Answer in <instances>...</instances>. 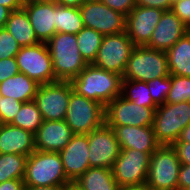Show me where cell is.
Listing matches in <instances>:
<instances>
[{
  "mask_svg": "<svg viewBox=\"0 0 190 190\" xmlns=\"http://www.w3.org/2000/svg\"><path fill=\"white\" fill-rule=\"evenodd\" d=\"M27 156L0 154V183L12 179H24Z\"/></svg>",
  "mask_w": 190,
  "mask_h": 190,
  "instance_id": "obj_28",
  "label": "cell"
},
{
  "mask_svg": "<svg viewBox=\"0 0 190 190\" xmlns=\"http://www.w3.org/2000/svg\"><path fill=\"white\" fill-rule=\"evenodd\" d=\"M171 11L190 28V0H177L172 4Z\"/></svg>",
  "mask_w": 190,
  "mask_h": 190,
  "instance_id": "obj_36",
  "label": "cell"
},
{
  "mask_svg": "<svg viewBox=\"0 0 190 190\" xmlns=\"http://www.w3.org/2000/svg\"><path fill=\"white\" fill-rule=\"evenodd\" d=\"M10 13L11 10L9 8L0 5V28H5Z\"/></svg>",
  "mask_w": 190,
  "mask_h": 190,
  "instance_id": "obj_43",
  "label": "cell"
},
{
  "mask_svg": "<svg viewBox=\"0 0 190 190\" xmlns=\"http://www.w3.org/2000/svg\"><path fill=\"white\" fill-rule=\"evenodd\" d=\"M172 147L176 151L180 163L182 165H190V143L175 142Z\"/></svg>",
  "mask_w": 190,
  "mask_h": 190,
  "instance_id": "obj_38",
  "label": "cell"
},
{
  "mask_svg": "<svg viewBox=\"0 0 190 190\" xmlns=\"http://www.w3.org/2000/svg\"><path fill=\"white\" fill-rule=\"evenodd\" d=\"M79 9L84 26L98 31L103 36L126 30V16L101 1L83 3Z\"/></svg>",
  "mask_w": 190,
  "mask_h": 190,
  "instance_id": "obj_13",
  "label": "cell"
},
{
  "mask_svg": "<svg viewBox=\"0 0 190 190\" xmlns=\"http://www.w3.org/2000/svg\"><path fill=\"white\" fill-rule=\"evenodd\" d=\"M134 47L126 31L104 36L93 65L123 76Z\"/></svg>",
  "mask_w": 190,
  "mask_h": 190,
  "instance_id": "obj_10",
  "label": "cell"
},
{
  "mask_svg": "<svg viewBox=\"0 0 190 190\" xmlns=\"http://www.w3.org/2000/svg\"><path fill=\"white\" fill-rule=\"evenodd\" d=\"M88 141L89 166L112 169L121 151L114 130L104 123L88 134Z\"/></svg>",
  "mask_w": 190,
  "mask_h": 190,
  "instance_id": "obj_14",
  "label": "cell"
},
{
  "mask_svg": "<svg viewBox=\"0 0 190 190\" xmlns=\"http://www.w3.org/2000/svg\"><path fill=\"white\" fill-rule=\"evenodd\" d=\"M23 8L38 40L47 43L56 33V3L24 2Z\"/></svg>",
  "mask_w": 190,
  "mask_h": 190,
  "instance_id": "obj_20",
  "label": "cell"
},
{
  "mask_svg": "<svg viewBox=\"0 0 190 190\" xmlns=\"http://www.w3.org/2000/svg\"><path fill=\"white\" fill-rule=\"evenodd\" d=\"M21 49L19 43L6 28H0V60L16 57Z\"/></svg>",
  "mask_w": 190,
  "mask_h": 190,
  "instance_id": "obj_33",
  "label": "cell"
},
{
  "mask_svg": "<svg viewBox=\"0 0 190 190\" xmlns=\"http://www.w3.org/2000/svg\"><path fill=\"white\" fill-rule=\"evenodd\" d=\"M5 28L21 47L40 43L24 8L11 11Z\"/></svg>",
  "mask_w": 190,
  "mask_h": 190,
  "instance_id": "obj_23",
  "label": "cell"
},
{
  "mask_svg": "<svg viewBox=\"0 0 190 190\" xmlns=\"http://www.w3.org/2000/svg\"><path fill=\"white\" fill-rule=\"evenodd\" d=\"M25 186H64L66 177L60 154L35 150L27 157Z\"/></svg>",
  "mask_w": 190,
  "mask_h": 190,
  "instance_id": "obj_3",
  "label": "cell"
},
{
  "mask_svg": "<svg viewBox=\"0 0 190 190\" xmlns=\"http://www.w3.org/2000/svg\"><path fill=\"white\" fill-rule=\"evenodd\" d=\"M190 28L171 10L164 11L150 41L145 45L159 51H168Z\"/></svg>",
  "mask_w": 190,
  "mask_h": 190,
  "instance_id": "obj_17",
  "label": "cell"
},
{
  "mask_svg": "<svg viewBox=\"0 0 190 190\" xmlns=\"http://www.w3.org/2000/svg\"><path fill=\"white\" fill-rule=\"evenodd\" d=\"M74 133L65 120L44 121L38 128L35 137V150L60 152L71 140Z\"/></svg>",
  "mask_w": 190,
  "mask_h": 190,
  "instance_id": "obj_18",
  "label": "cell"
},
{
  "mask_svg": "<svg viewBox=\"0 0 190 190\" xmlns=\"http://www.w3.org/2000/svg\"><path fill=\"white\" fill-rule=\"evenodd\" d=\"M101 2L125 16L137 5V0H101Z\"/></svg>",
  "mask_w": 190,
  "mask_h": 190,
  "instance_id": "obj_37",
  "label": "cell"
},
{
  "mask_svg": "<svg viewBox=\"0 0 190 190\" xmlns=\"http://www.w3.org/2000/svg\"><path fill=\"white\" fill-rule=\"evenodd\" d=\"M62 190H82V188L74 181H70L62 186Z\"/></svg>",
  "mask_w": 190,
  "mask_h": 190,
  "instance_id": "obj_48",
  "label": "cell"
},
{
  "mask_svg": "<svg viewBox=\"0 0 190 190\" xmlns=\"http://www.w3.org/2000/svg\"><path fill=\"white\" fill-rule=\"evenodd\" d=\"M82 190H118L119 185L113 177L112 169L89 167L74 180Z\"/></svg>",
  "mask_w": 190,
  "mask_h": 190,
  "instance_id": "obj_25",
  "label": "cell"
},
{
  "mask_svg": "<svg viewBox=\"0 0 190 190\" xmlns=\"http://www.w3.org/2000/svg\"><path fill=\"white\" fill-rule=\"evenodd\" d=\"M84 3L83 0H57V4L62 6L79 8Z\"/></svg>",
  "mask_w": 190,
  "mask_h": 190,
  "instance_id": "obj_44",
  "label": "cell"
},
{
  "mask_svg": "<svg viewBox=\"0 0 190 190\" xmlns=\"http://www.w3.org/2000/svg\"><path fill=\"white\" fill-rule=\"evenodd\" d=\"M176 142H189L190 143V124H188L183 130Z\"/></svg>",
  "mask_w": 190,
  "mask_h": 190,
  "instance_id": "obj_46",
  "label": "cell"
},
{
  "mask_svg": "<svg viewBox=\"0 0 190 190\" xmlns=\"http://www.w3.org/2000/svg\"><path fill=\"white\" fill-rule=\"evenodd\" d=\"M24 188L23 179H12L0 183V190H24Z\"/></svg>",
  "mask_w": 190,
  "mask_h": 190,
  "instance_id": "obj_41",
  "label": "cell"
},
{
  "mask_svg": "<svg viewBox=\"0 0 190 190\" xmlns=\"http://www.w3.org/2000/svg\"><path fill=\"white\" fill-rule=\"evenodd\" d=\"M190 188V165H182L179 169L177 190Z\"/></svg>",
  "mask_w": 190,
  "mask_h": 190,
  "instance_id": "obj_40",
  "label": "cell"
},
{
  "mask_svg": "<svg viewBox=\"0 0 190 190\" xmlns=\"http://www.w3.org/2000/svg\"><path fill=\"white\" fill-rule=\"evenodd\" d=\"M103 37L101 33L88 27H84L76 35L80 54L87 64H93L96 60Z\"/></svg>",
  "mask_w": 190,
  "mask_h": 190,
  "instance_id": "obj_27",
  "label": "cell"
},
{
  "mask_svg": "<svg viewBox=\"0 0 190 190\" xmlns=\"http://www.w3.org/2000/svg\"><path fill=\"white\" fill-rule=\"evenodd\" d=\"M84 1V3H86V2H100L101 0H83Z\"/></svg>",
  "mask_w": 190,
  "mask_h": 190,
  "instance_id": "obj_50",
  "label": "cell"
},
{
  "mask_svg": "<svg viewBox=\"0 0 190 190\" xmlns=\"http://www.w3.org/2000/svg\"><path fill=\"white\" fill-rule=\"evenodd\" d=\"M20 73H24L38 84L58 81L52 66V59L46 43L40 42L32 46L21 47L16 54Z\"/></svg>",
  "mask_w": 190,
  "mask_h": 190,
  "instance_id": "obj_9",
  "label": "cell"
},
{
  "mask_svg": "<svg viewBox=\"0 0 190 190\" xmlns=\"http://www.w3.org/2000/svg\"><path fill=\"white\" fill-rule=\"evenodd\" d=\"M23 102L11 97L0 95V122L2 124H10L20 110Z\"/></svg>",
  "mask_w": 190,
  "mask_h": 190,
  "instance_id": "obj_34",
  "label": "cell"
},
{
  "mask_svg": "<svg viewBox=\"0 0 190 190\" xmlns=\"http://www.w3.org/2000/svg\"><path fill=\"white\" fill-rule=\"evenodd\" d=\"M180 166L174 148L160 145L150 156L146 184L153 190H177Z\"/></svg>",
  "mask_w": 190,
  "mask_h": 190,
  "instance_id": "obj_6",
  "label": "cell"
},
{
  "mask_svg": "<svg viewBox=\"0 0 190 190\" xmlns=\"http://www.w3.org/2000/svg\"><path fill=\"white\" fill-rule=\"evenodd\" d=\"M24 2H35V3H57V0H24Z\"/></svg>",
  "mask_w": 190,
  "mask_h": 190,
  "instance_id": "obj_49",
  "label": "cell"
},
{
  "mask_svg": "<svg viewBox=\"0 0 190 190\" xmlns=\"http://www.w3.org/2000/svg\"><path fill=\"white\" fill-rule=\"evenodd\" d=\"M150 153L134 149H121L112 173L119 187L146 184Z\"/></svg>",
  "mask_w": 190,
  "mask_h": 190,
  "instance_id": "obj_11",
  "label": "cell"
},
{
  "mask_svg": "<svg viewBox=\"0 0 190 190\" xmlns=\"http://www.w3.org/2000/svg\"><path fill=\"white\" fill-rule=\"evenodd\" d=\"M170 82L165 103L190 102V77L170 75Z\"/></svg>",
  "mask_w": 190,
  "mask_h": 190,
  "instance_id": "obj_31",
  "label": "cell"
},
{
  "mask_svg": "<svg viewBox=\"0 0 190 190\" xmlns=\"http://www.w3.org/2000/svg\"><path fill=\"white\" fill-rule=\"evenodd\" d=\"M169 75L166 52L148 46H135L122 77L123 80L147 82Z\"/></svg>",
  "mask_w": 190,
  "mask_h": 190,
  "instance_id": "obj_5",
  "label": "cell"
},
{
  "mask_svg": "<svg viewBox=\"0 0 190 190\" xmlns=\"http://www.w3.org/2000/svg\"><path fill=\"white\" fill-rule=\"evenodd\" d=\"M146 83L149 86L153 102L157 106L163 105L171 88L170 75L149 80Z\"/></svg>",
  "mask_w": 190,
  "mask_h": 190,
  "instance_id": "obj_32",
  "label": "cell"
},
{
  "mask_svg": "<svg viewBox=\"0 0 190 190\" xmlns=\"http://www.w3.org/2000/svg\"><path fill=\"white\" fill-rule=\"evenodd\" d=\"M35 151L34 134L11 124L0 128V154H19L29 156Z\"/></svg>",
  "mask_w": 190,
  "mask_h": 190,
  "instance_id": "obj_21",
  "label": "cell"
},
{
  "mask_svg": "<svg viewBox=\"0 0 190 190\" xmlns=\"http://www.w3.org/2000/svg\"><path fill=\"white\" fill-rule=\"evenodd\" d=\"M190 124V102L164 103L154 113L153 131L160 145L172 146Z\"/></svg>",
  "mask_w": 190,
  "mask_h": 190,
  "instance_id": "obj_4",
  "label": "cell"
},
{
  "mask_svg": "<svg viewBox=\"0 0 190 190\" xmlns=\"http://www.w3.org/2000/svg\"><path fill=\"white\" fill-rule=\"evenodd\" d=\"M58 81H72L88 65L82 58L74 34L56 32L46 43Z\"/></svg>",
  "mask_w": 190,
  "mask_h": 190,
  "instance_id": "obj_2",
  "label": "cell"
},
{
  "mask_svg": "<svg viewBox=\"0 0 190 190\" xmlns=\"http://www.w3.org/2000/svg\"><path fill=\"white\" fill-rule=\"evenodd\" d=\"M118 190H153L147 184L138 186L119 187Z\"/></svg>",
  "mask_w": 190,
  "mask_h": 190,
  "instance_id": "obj_47",
  "label": "cell"
},
{
  "mask_svg": "<svg viewBox=\"0 0 190 190\" xmlns=\"http://www.w3.org/2000/svg\"><path fill=\"white\" fill-rule=\"evenodd\" d=\"M121 149H134L152 154L159 146L152 126H114Z\"/></svg>",
  "mask_w": 190,
  "mask_h": 190,
  "instance_id": "obj_19",
  "label": "cell"
},
{
  "mask_svg": "<svg viewBox=\"0 0 190 190\" xmlns=\"http://www.w3.org/2000/svg\"><path fill=\"white\" fill-rule=\"evenodd\" d=\"M24 190H62V186H25Z\"/></svg>",
  "mask_w": 190,
  "mask_h": 190,
  "instance_id": "obj_45",
  "label": "cell"
},
{
  "mask_svg": "<svg viewBox=\"0 0 190 190\" xmlns=\"http://www.w3.org/2000/svg\"><path fill=\"white\" fill-rule=\"evenodd\" d=\"M122 80L121 75L88 64L71 83L78 95L99 102L106 108L122 94Z\"/></svg>",
  "mask_w": 190,
  "mask_h": 190,
  "instance_id": "obj_1",
  "label": "cell"
},
{
  "mask_svg": "<svg viewBox=\"0 0 190 190\" xmlns=\"http://www.w3.org/2000/svg\"><path fill=\"white\" fill-rule=\"evenodd\" d=\"M89 152L88 134H74L59 152L65 175L70 181L76 180L90 167Z\"/></svg>",
  "mask_w": 190,
  "mask_h": 190,
  "instance_id": "obj_16",
  "label": "cell"
},
{
  "mask_svg": "<svg viewBox=\"0 0 190 190\" xmlns=\"http://www.w3.org/2000/svg\"><path fill=\"white\" fill-rule=\"evenodd\" d=\"M70 81H56L39 85L34 102L44 121L65 120L70 95L73 92Z\"/></svg>",
  "mask_w": 190,
  "mask_h": 190,
  "instance_id": "obj_8",
  "label": "cell"
},
{
  "mask_svg": "<svg viewBox=\"0 0 190 190\" xmlns=\"http://www.w3.org/2000/svg\"><path fill=\"white\" fill-rule=\"evenodd\" d=\"M170 75L190 77V32L166 51Z\"/></svg>",
  "mask_w": 190,
  "mask_h": 190,
  "instance_id": "obj_24",
  "label": "cell"
},
{
  "mask_svg": "<svg viewBox=\"0 0 190 190\" xmlns=\"http://www.w3.org/2000/svg\"><path fill=\"white\" fill-rule=\"evenodd\" d=\"M0 5L14 11L23 8L24 0H0Z\"/></svg>",
  "mask_w": 190,
  "mask_h": 190,
  "instance_id": "obj_42",
  "label": "cell"
},
{
  "mask_svg": "<svg viewBox=\"0 0 190 190\" xmlns=\"http://www.w3.org/2000/svg\"><path fill=\"white\" fill-rule=\"evenodd\" d=\"M42 122L41 112L33 100L22 104L20 110L10 124L35 134L42 125Z\"/></svg>",
  "mask_w": 190,
  "mask_h": 190,
  "instance_id": "obj_30",
  "label": "cell"
},
{
  "mask_svg": "<svg viewBox=\"0 0 190 190\" xmlns=\"http://www.w3.org/2000/svg\"><path fill=\"white\" fill-rule=\"evenodd\" d=\"M157 107L139 106L122 95L115 97L105 110V123L114 126H152Z\"/></svg>",
  "mask_w": 190,
  "mask_h": 190,
  "instance_id": "obj_12",
  "label": "cell"
},
{
  "mask_svg": "<svg viewBox=\"0 0 190 190\" xmlns=\"http://www.w3.org/2000/svg\"><path fill=\"white\" fill-rule=\"evenodd\" d=\"M55 31L77 35L85 26L80 9L56 3Z\"/></svg>",
  "mask_w": 190,
  "mask_h": 190,
  "instance_id": "obj_26",
  "label": "cell"
},
{
  "mask_svg": "<svg viewBox=\"0 0 190 190\" xmlns=\"http://www.w3.org/2000/svg\"><path fill=\"white\" fill-rule=\"evenodd\" d=\"M19 73L16 57L0 60V83Z\"/></svg>",
  "mask_w": 190,
  "mask_h": 190,
  "instance_id": "obj_35",
  "label": "cell"
},
{
  "mask_svg": "<svg viewBox=\"0 0 190 190\" xmlns=\"http://www.w3.org/2000/svg\"><path fill=\"white\" fill-rule=\"evenodd\" d=\"M121 95L139 106L158 107L152 100L149 86L143 81L122 80Z\"/></svg>",
  "mask_w": 190,
  "mask_h": 190,
  "instance_id": "obj_29",
  "label": "cell"
},
{
  "mask_svg": "<svg viewBox=\"0 0 190 190\" xmlns=\"http://www.w3.org/2000/svg\"><path fill=\"white\" fill-rule=\"evenodd\" d=\"M39 85L24 73L19 72L0 83V95L23 103L30 102L34 100Z\"/></svg>",
  "mask_w": 190,
  "mask_h": 190,
  "instance_id": "obj_22",
  "label": "cell"
},
{
  "mask_svg": "<svg viewBox=\"0 0 190 190\" xmlns=\"http://www.w3.org/2000/svg\"><path fill=\"white\" fill-rule=\"evenodd\" d=\"M164 10L136 5L126 16V33L135 46H145Z\"/></svg>",
  "mask_w": 190,
  "mask_h": 190,
  "instance_id": "obj_15",
  "label": "cell"
},
{
  "mask_svg": "<svg viewBox=\"0 0 190 190\" xmlns=\"http://www.w3.org/2000/svg\"><path fill=\"white\" fill-rule=\"evenodd\" d=\"M106 108L73 91L70 95L65 122L74 134H89L105 123Z\"/></svg>",
  "mask_w": 190,
  "mask_h": 190,
  "instance_id": "obj_7",
  "label": "cell"
},
{
  "mask_svg": "<svg viewBox=\"0 0 190 190\" xmlns=\"http://www.w3.org/2000/svg\"><path fill=\"white\" fill-rule=\"evenodd\" d=\"M137 5L157 8L164 11H169L172 8L171 0H137Z\"/></svg>",
  "mask_w": 190,
  "mask_h": 190,
  "instance_id": "obj_39",
  "label": "cell"
},
{
  "mask_svg": "<svg viewBox=\"0 0 190 190\" xmlns=\"http://www.w3.org/2000/svg\"><path fill=\"white\" fill-rule=\"evenodd\" d=\"M179 190H190V188H185V189H179Z\"/></svg>",
  "mask_w": 190,
  "mask_h": 190,
  "instance_id": "obj_51",
  "label": "cell"
}]
</instances>
